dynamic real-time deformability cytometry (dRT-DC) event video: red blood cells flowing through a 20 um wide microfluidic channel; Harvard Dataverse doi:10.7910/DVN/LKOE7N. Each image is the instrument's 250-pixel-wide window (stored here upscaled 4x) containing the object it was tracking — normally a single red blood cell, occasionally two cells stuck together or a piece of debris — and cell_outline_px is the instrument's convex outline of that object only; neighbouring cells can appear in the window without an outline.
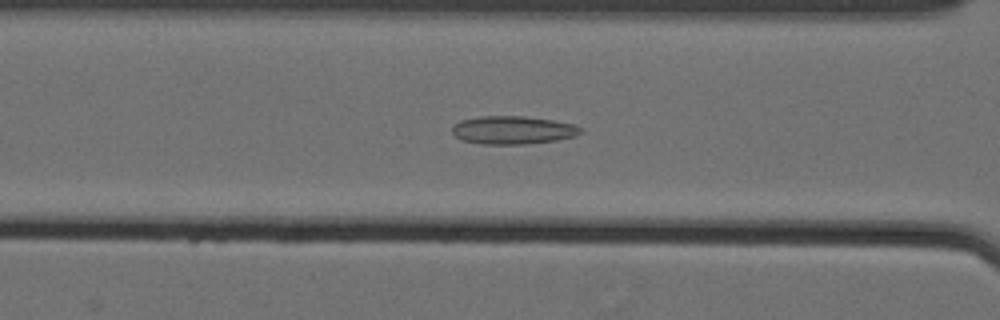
{"species": "Egyptian fruit bat (a non-hibernating species)", "species_latin": "Rousettus aegyptiacus", "temperature_condition": "cold", "stored_images_in_passage": 47, "camera_frame_rate_fps": 3000, "um_per_image_px": 0.085, "animal": {"sex": "female"}, "frame": {"image": 1, "passage_image": 14, "time_ms": 4.333, "image_size_px": [1000, 320], "cell_outline_px": [[584, 132], [576, 136], [556, 140], [524, 144], [480, 144], [464, 140], [456, 136], [452, 132], [452, 128], [460, 120], [480, 116], [524, 116], [552, 120], [576, 124], [584, 128]], "centroid_in_image_um": [43.66, 11.05], "position_along_channel_um": 122.9, "area_um2": 21.15}}
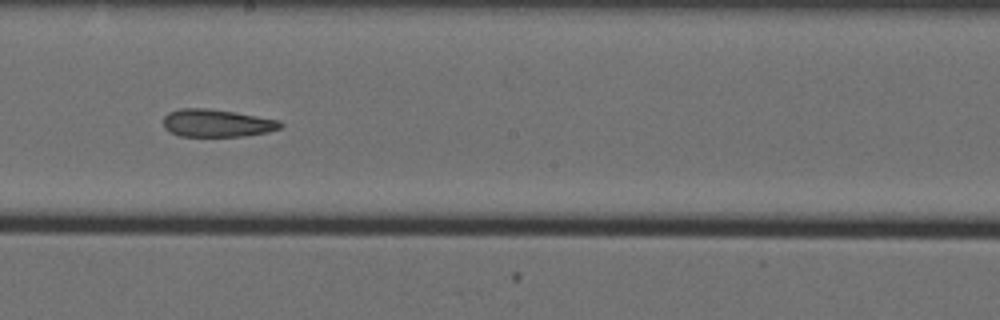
{"frame": {"image": 2, "passage_image": 23, "time_ms": 7.333, "image_size_px": [1000, 320], "cell_outline_px": [[284, 124], [280, 128], [268, 132], [244, 136], [180, 136], [164, 128], [164, 116], [168, 112], [180, 108], [208, 108], [236, 112], [280, 120]], "centroid_in_image_um": [18.45, 10.45], "position_along_channel_um": 229.8, "area_um2": 18.96}}
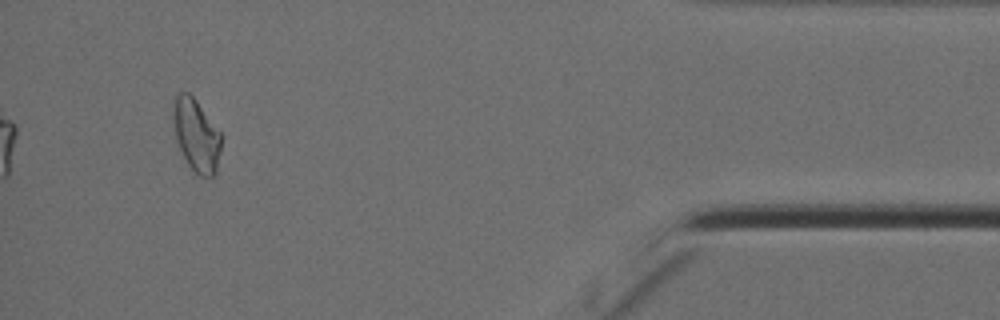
{"frame": {"image": 3, "passage_image": 43, "time_ms": 14.0, "image_size_px": [1000, 320], "cell_outline_px": [[220, 152], [216, 176], [200, 176], [188, 164], [176, 140], [172, 112], [172, 108], [176, 92], [188, 92], [196, 100], [220, 132]], "centroid_in_image_um": [16.67, 11.47], "position_along_channel_um": 418.5, "area_um2": 20.11}, "authors_computed_cell_mechanics": {"area_um2": 19.9988, "velocity_mm_per_s": 3.5652, "shape_relaxation_time_tau1_ms": null, "shape_relaxation_time_tau2_ms": 4.9508, "deformation_change_tau1": null, "deformation_change_tau2": 0.1334}}